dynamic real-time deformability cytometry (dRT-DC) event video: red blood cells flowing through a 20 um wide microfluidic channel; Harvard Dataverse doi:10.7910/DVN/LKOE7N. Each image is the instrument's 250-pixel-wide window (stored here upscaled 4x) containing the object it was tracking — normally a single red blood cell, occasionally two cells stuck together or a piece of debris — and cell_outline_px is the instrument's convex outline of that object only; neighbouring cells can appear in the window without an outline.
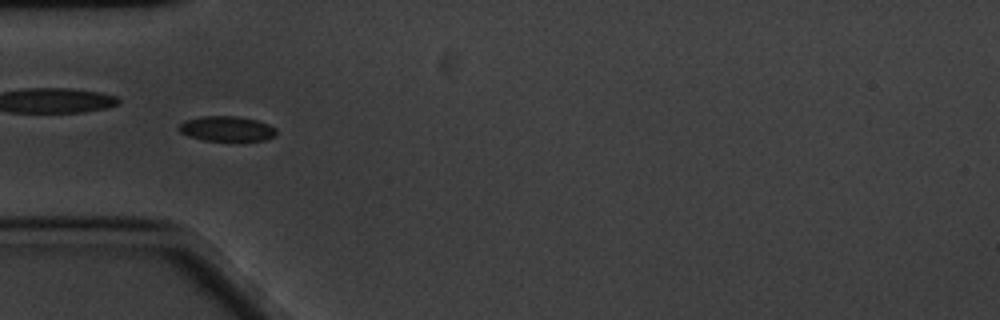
{"species": "common noctule bat (a hibernating species)", "species_latin": "Nyctalus noctula", "temperature_condition": "cold", "stored_images_in_passage": 60, "camera_frame_rate_fps": 3000, "um_per_image_px": 0.085, "animal": {"sex": "male", "body_mass_g": 20.1, "forearm_length_mm": 53.5}, "frame": {"image": 1, "passage_image": 18, "time_ms": 5.667, "image_size_px": [1000, 320], "cell_outline_px": [[276, 136], [264, 140], [204, 140], [188, 136], [180, 132], [176, 128], [184, 120], [200, 116], [236, 116], [256, 120], [268, 124], [276, 128]], "centroid_in_image_um": [19.24, 10.93], "position_along_channel_um": 65.8, "area_um2": 14.22}, "authors_computed_cell_mechanics": {"area_um2": 14.2477, "velocity_mm_per_s": 3.2821, "shape_relaxation_time_tau1_ms": 3.0371, "shape_relaxation_time_tau2_ms": 3.4759, "deformation_change_tau1": 0.0608, "deformation_change_tau2": 0.0789}}